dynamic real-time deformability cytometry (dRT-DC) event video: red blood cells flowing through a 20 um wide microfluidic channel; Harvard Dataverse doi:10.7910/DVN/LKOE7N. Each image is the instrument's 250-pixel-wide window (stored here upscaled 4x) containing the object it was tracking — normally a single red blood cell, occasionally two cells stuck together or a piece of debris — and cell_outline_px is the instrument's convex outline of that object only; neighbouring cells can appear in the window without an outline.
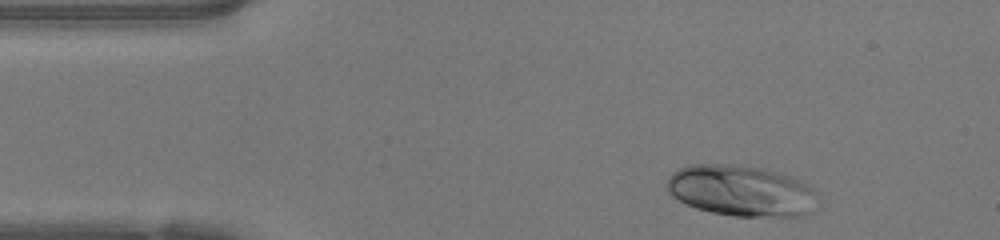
{"species": "human", "species_latin": "Homo sapiens", "temperature_condition": "warm", "stored_images_in_passage": 43, "camera_frame_rate_fps": 3000, "um_per_image_px": 0.085, "donor": {"sex": "female"}, "frame": {"image": 1, "passage_image": 2, "time_ms": 0.333, "image_size_px": [1000, 240], "cell_outline_px": [[816, 188], [808, 212], [804, 216], [736, 216], [712, 212], [696, 208], [672, 196], [668, 192], [668, 176], [672, 172], [688, 164], [744, 164], [792, 176]], "centroid_in_image_um": [62.95, 16.19], "position_along_channel_um": 22.0, "area_um2": 44.56}}
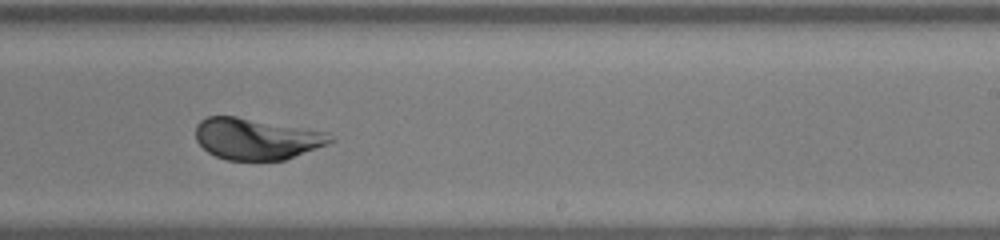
{"frame": {"image": 2, "passage_image": 24, "time_ms": 7.667, "image_size_px": [1000, 240], "cell_outline_px": [[336, 140], [328, 144], [284, 160], [228, 160], [216, 156], [208, 152], [196, 140], [196, 124], [200, 120], [208, 116], [236, 116], [328, 132]], "centroid_in_image_um": [21.8, 11.79], "position_along_channel_um": 267.2, "area_um2": 32.43}}
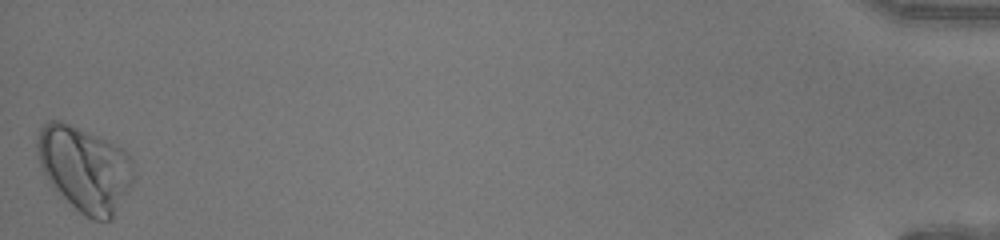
{"frame": {"image": 3, "passage_image": 43, "time_ms": 14.0, "image_size_px": [1000, 240], "cell_outline_px": [[132, 184], [112, 220], [92, 220], [84, 216], [52, 188], [44, 176], [36, 156], [36, 136], [40, 128], [44, 124], [52, 120], [60, 120], [96, 136], [128, 152], [132, 160]], "centroid_in_image_um": [7.15, 14.37], "position_along_channel_um": 428.0, "area_um2": 47.86}, "authors_computed_cell_mechanics": {"area_um2": 33.6396, "velocity_mm_per_s": 4.2154, "shape_relaxation_time_tau1_ms": 2.4657, "shape_relaxation_time_tau2_ms": null, "deformation_change_tau1": 0.1284, "deformation_change_tau2": null}}